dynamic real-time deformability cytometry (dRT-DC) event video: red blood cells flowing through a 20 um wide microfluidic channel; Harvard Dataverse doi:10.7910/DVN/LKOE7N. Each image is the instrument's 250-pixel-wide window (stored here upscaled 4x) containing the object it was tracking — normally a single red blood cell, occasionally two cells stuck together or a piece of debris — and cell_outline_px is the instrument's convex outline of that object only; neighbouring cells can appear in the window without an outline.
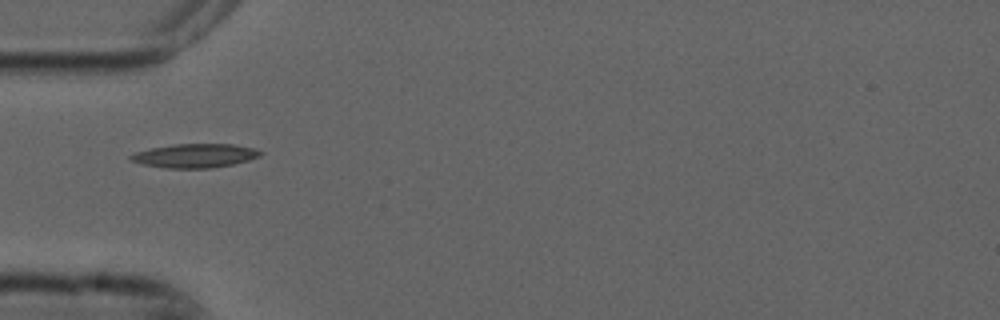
{"species": "common noctule bat (a hibernating species)", "species_latin": "Nyctalus noctula", "temperature_condition": "cold", "stored_images_in_passage": 5, "camera_frame_rate_fps": 3000, "um_per_image_px": 0.085, "animal": {"sex": "male", "forearm_length_mm": 52.5}, "frame": {"image": 1, "passage_image": 1, "time_ms": 0.0, "image_size_px": [1000, 320], "cell_outline_px": [[264, 152], [260, 156], [248, 160], [232, 164], [212, 168], [164, 168], [144, 164], [132, 160], [128, 156], [136, 152], [152, 148], [172, 144], [232, 144], [252, 148]], "centroid_in_image_um": [16.58, 13.23], "position_along_channel_um": 68.4, "area_um2": 17.86}}
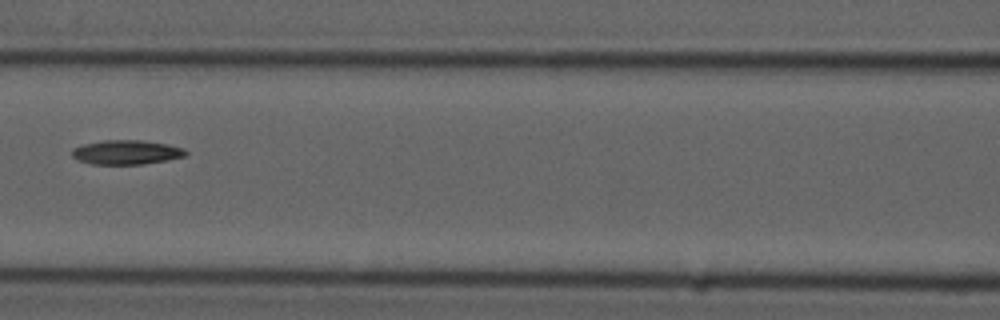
{"frame": {"image": 2, "passage_image": 3, "time_ms": 0.667, "image_size_px": [1000, 320], "cell_outline_px": [[188, 152], [184, 156], [168, 160], [144, 164], [92, 164], [80, 160], [72, 156], [72, 148], [84, 144], [104, 140], [140, 140], [168, 144], [184, 148]], "centroid_in_image_um": [10.77, 12.94], "position_along_channel_um": 155.8, "area_um2": 16.07}}
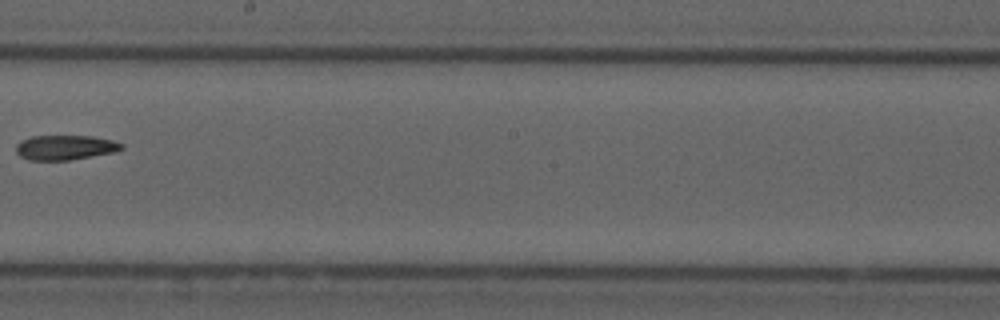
{"frame": {"image": 3, "passage_image": 5, "time_ms": 1.333, "image_size_px": [1000, 320], "cell_outline_px": [[124, 148], [116, 152], [68, 160], [28, 160], [20, 156], [16, 152], [16, 144], [20, 140], [32, 136], [92, 136], [112, 140], [124, 144]], "centroid_in_image_um": [5.54, 12.53], "position_along_channel_um": 242.7, "area_um2": 15.32}}